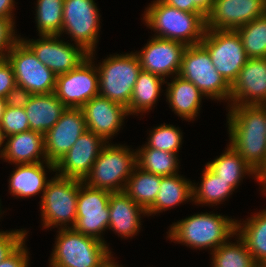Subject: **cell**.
<instances>
[{
    "mask_svg": "<svg viewBox=\"0 0 266 267\" xmlns=\"http://www.w3.org/2000/svg\"><path fill=\"white\" fill-rule=\"evenodd\" d=\"M229 145L259 174L266 166V111L261 105H229Z\"/></svg>",
    "mask_w": 266,
    "mask_h": 267,
    "instance_id": "cell-1",
    "label": "cell"
},
{
    "mask_svg": "<svg viewBox=\"0 0 266 267\" xmlns=\"http://www.w3.org/2000/svg\"><path fill=\"white\" fill-rule=\"evenodd\" d=\"M169 228L167 238L187 247L209 249L211 253L236 235V220L215 213H197Z\"/></svg>",
    "mask_w": 266,
    "mask_h": 267,
    "instance_id": "cell-2",
    "label": "cell"
},
{
    "mask_svg": "<svg viewBox=\"0 0 266 267\" xmlns=\"http://www.w3.org/2000/svg\"><path fill=\"white\" fill-rule=\"evenodd\" d=\"M145 25L155 37L181 42L186 46L199 44L205 33V20L190 13L154 0L142 15Z\"/></svg>",
    "mask_w": 266,
    "mask_h": 267,
    "instance_id": "cell-3",
    "label": "cell"
},
{
    "mask_svg": "<svg viewBox=\"0 0 266 267\" xmlns=\"http://www.w3.org/2000/svg\"><path fill=\"white\" fill-rule=\"evenodd\" d=\"M58 230L50 267H104L114 259L109 244L73 228Z\"/></svg>",
    "mask_w": 266,
    "mask_h": 267,
    "instance_id": "cell-4",
    "label": "cell"
},
{
    "mask_svg": "<svg viewBox=\"0 0 266 267\" xmlns=\"http://www.w3.org/2000/svg\"><path fill=\"white\" fill-rule=\"evenodd\" d=\"M136 165V149L107 142L82 181L90 187L111 193L122 192Z\"/></svg>",
    "mask_w": 266,
    "mask_h": 267,
    "instance_id": "cell-5",
    "label": "cell"
},
{
    "mask_svg": "<svg viewBox=\"0 0 266 267\" xmlns=\"http://www.w3.org/2000/svg\"><path fill=\"white\" fill-rule=\"evenodd\" d=\"M78 192L79 179L55 174L48 182L39 202L42 227L73 228L77 217Z\"/></svg>",
    "mask_w": 266,
    "mask_h": 267,
    "instance_id": "cell-6",
    "label": "cell"
},
{
    "mask_svg": "<svg viewBox=\"0 0 266 267\" xmlns=\"http://www.w3.org/2000/svg\"><path fill=\"white\" fill-rule=\"evenodd\" d=\"M96 66L99 75V95L127 108L133 87L142 70L137 55L134 52L111 54Z\"/></svg>",
    "mask_w": 266,
    "mask_h": 267,
    "instance_id": "cell-7",
    "label": "cell"
},
{
    "mask_svg": "<svg viewBox=\"0 0 266 267\" xmlns=\"http://www.w3.org/2000/svg\"><path fill=\"white\" fill-rule=\"evenodd\" d=\"M178 75L192 82L206 98L223 100L229 106L231 85L216 71L208 50L201 43L186 47Z\"/></svg>",
    "mask_w": 266,
    "mask_h": 267,
    "instance_id": "cell-8",
    "label": "cell"
},
{
    "mask_svg": "<svg viewBox=\"0 0 266 267\" xmlns=\"http://www.w3.org/2000/svg\"><path fill=\"white\" fill-rule=\"evenodd\" d=\"M200 43L208 50L216 71L232 85L248 60L238 32L206 29Z\"/></svg>",
    "mask_w": 266,
    "mask_h": 267,
    "instance_id": "cell-9",
    "label": "cell"
},
{
    "mask_svg": "<svg viewBox=\"0 0 266 267\" xmlns=\"http://www.w3.org/2000/svg\"><path fill=\"white\" fill-rule=\"evenodd\" d=\"M100 13L94 0H64L61 35L65 32L86 52L97 49Z\"/></svg>",
    "mask_w": 266,
    "mask_h": 267,
    "instance_id": "cell-10",
    "label": "cell"
},
{
    "mask_svg": "<svg viewBox=\"0 0 266 267\" xmlns=\"http://www.w3.org/2000/svg\"><path fill=\"white\" fill-rule=\"evenodd\" d=\"M94 53H89L75 69L56 76L54 93L67 108H81L99 95V75Z\"/></svg>",
    "mask_w": 266,
    "mask_h": 267,
    "instance_id": "cell-11",
    "label": "cell"
},
{
    "mask_svg": "<svg viewBox=\"0 0 266 267\" xmlns=\"http://www.w3.org/2000/svg\"><path fill=\"white\" fill-rule=\"evenodd\" d=\"M111 192L86 185L79 179L77 217L73 229L107 244L103 232L109 226Z\"/></svg>",
    "mask_w": 266,
    "mask_h": 267,
    "instance_id": "cell-12",
    "label": "cell"
},
{
    "mask_svg": "<svg viewBox=\"0 0 266 267\" xmlns=\"http://www.w3.org/2000/svg\"><path fill=\"white\" fill-rule=\"evenodd\" d=\"M16 84L34 94L53 93L56 74L41 63L33 51L20 39L8 52Z\"/></svg>",
    "mask_w": 266,
    "mask_h": 267,
    "instance_id": "cell-13",
    "label": "cell"
},
{
    "mask_svg": "<svg viewBox=\"0 0 266 267\" xmlns=\"http://www.w3.org/2000/svg\"><path fill=\"white\" fill-rule=\"evenodd\" d=\"M39 39H20L33 51L38 60L56 75L75 69L89 53L80 45L60 40L59 35H39Z\"/></svg>",
    "mask_w": 266,
    "mask_h": 267,
    "instance_id": "cell-14",
    "label": "cell"
},
{
    "mask_svg": "<svg viewBox=\"0 0 266 267\" xmlns=\"http://www.w3.org/2000/svg\"><path fill=\"white\" fill-rule=\"evenodd\" d=\"M186 47L181 42L152 36L141 51L134 53L142 70L167 79L178 75Z\"/></svg>",
    "mask_w": 266,
    "mask_h": 267,
    "instance_id": "cell-15",
    "label": "cell"
},
{
    "mask_svg": "<svg viewBox=\"0 0 266 267\" xmlns=\"http://www.w3.org/2000/svg\"><path fill=\"white\" fill-rule=\"evenodd\" d=\"M266 12V0H215L206 15L205 28L236 30Z\"/></svg>",
    "mask_w": 266,
    "mask_h": 267,
    "instance_id": "cell-16",
    "label": "cell"
},
{
    "mask_svg": "<svg viewBox=\"0 0 266 267\" xmlns=\"http://www.w3.org/2000/svg\"><path fill=\"white\" fill-rule=\"evenodd\" d=\"M86 130L81 108H66L56 124L44 134L47 161L56 164Z\"/></svg>",
    "mask_w": 266,
    "mask_h": 267,
    "instance_id": "cell-17",
    "label": "cell"
},
{
    "mask_svg": "<svg viewBox=\"0 0 266 267\" xmlns=\"http://www.w3.org/2000/svg\"><path fill=\"white\" fill-rule=\"evenodd\" d=\"M106 143L101 136L86 130L55 164V174L83 180Z\"/></svg>",
    "mask_w": 266,
    "mask_h": 267,
    "instance_id": "cell-18",
    "label": "cell"
},
{
    "mask_svg": "<svg viewBox=\"0 0 266 267\" xmlns=\"http://www.w3.org/2000/svg\"><path fill=\"white\" fill-rule=\"evenodd\" d=\"M81 110L87 130L101 136L106 142L118 134L129 115L124 105L100 95L84 104Z\"/></svg>",
    "mask_w": 266,
    "mask_h": 267,
    "instance_id": "cell-19",
    "label": "cell"
},
{
    "mask_svg": "<svg viewBox=\"0 0 266 267\" xmlns=\"http://www.w3.org/2000/svg\"><path fill=\"white\" fill-rule=\"evenodd\" d=\"M266 103V58H248L231 85L229 105Z\"/></svg>",
    "mask_w": 266,
    "mask_h": 267,
    "instance_id": "cell-20",
    "label": "cell"
},
{
    "mask_svg": "<svg viewBox=\"0 0 266 267\" xmlns=\"http://www.w3.org/2000/svg\"><path fill=\"white\" fill-rule=\"evenodd\" d=\"M109 226L118 237H134L141 229V215L148 216L147 211L135 203L124 191L111 193L109 198Z\"/></svg>",
    "mask_w": 266,
    "mask_h": 267,
    "instance_id": "cell-21",
    "label": "cell"
},
{
    "mask_svg": "<svg viewBox=\"0 0 266 267\" xmlns=\"http://www.w3.org/2000/svg\"><path fill=\"white\" fill-rule=\"evenodd\" d=\"M15 166L8 180V189L12 196L18 198H29L38 193L43 195L50 181L47 179V170L45 168L47 167L49 171L55 172V164L48 161L15 164Z\"/></svg>",
    "mask_w": 266,
    "mask_h": 267,
    "instance_id": "cell-22",
    "label": "cell"
},
{
    "mask_svg": "<svg viewBox=\"0 0 266 267\" xmlns=\"http://www.w3.org/2000/svg\"><path fill=\"white\" fill-rule=\"evenodd\" d=\"M0 158L11 164L39 163L47 161L44 135L28 130L5 137Z\"/></svg>",
    "mask_w": 266,
    "mask_h": 267,
    "instance_id": "cell-23",
    "label": "cell"
},
{
    "mask_svg": "<svg viewBox=\"0 0 266 267\" xmlns=\"http://www.w3.org/2000/svg\"><path fill=\"white\" fill-rule=\"evenodd\" d=\"M170 81L166 80L165 95L172 112L188 122L194 120L199 116L201 101L205 95L192 82L179 75H175Z\"/></svg>",
    "mask_w": 266,
    "mask_h": 267,
    "instance_id": "cell-24",
    "label": "cell"
},
{
    "mask_svg": "<svg viewBox=\"0 0 266 267\" xmlns=\"http://www.w3.org/2000/svg\"><path fill=\"white\" fill-rule=\"evenodd\" d=\"M66 108L54 92L34 94L24 107L30 130L44 135L56 124Z\"/></svg>",
    "mask_w": 266,
    "mask_h": 267,
    "instance_id": "cell-25",
    "label": "cell"
},
{
    "mask_svg": "<svg viewBox=\"0 0 266 267\" xmlns=\"http://www.w3.org/2000/svg\"><path fill=\"white\" fill-rule=\"evenodd\" d=\"M205 165L217 177L228 182L234 189L238 188L239 184L243 182L241 181L244 179L243 177L251 175L262 186L261 192L263 193V182L259 178L258 173L229 144L225 148L224 153Z\"/></svg>",
    "mask_w": 266,
    "mask_h": 267,
    "instance_id": "cell-26",
    "label": "cell"
},
{
    "mask_svg": "<svg viewBox=\"0 0 266 267\" xmlns=\"http://www.w3.org/2000/svg\"><path fill=\"white\" fill-rule=\"evenodd\" d=\"M193 183L190 179L175 174L161 176L160 189L157 193L155 203L147 210V215H156L165 212L169 208H175L185 201L193 200Z\"/></svg>",
    "mask_w": 266,
    "mask_h": 267,
    "instance_id": "cell-27",
    "label": "cell"
},
{
    "mask_svg": "<svg viewBox=\"0 0 266 267\" xmlns=\"http://www.w3.org/2000/svg\"><path fill=\"white\" fill-rule=\"evenodd\" d=\"M246 220L243 223L236 220V234L245 242L255 262L266 266V209Z\"/></svg>",
    "mask_w": 266,
    "mask_h": 267,
    "instance_id": "cell-28",
    "label": "cell"
},
{
    "mask_svg": "<svg viewBox=\"0 0 266 267\" xmlns=\"http://www.w3.org/2000/svg\"><path fill=\"white\" fill-rule=\"evenodd\" d=\"M166 79L141 70L138 79L133 87L130 104L127 107L129 115H144L142 113L152 110L162 92V85L166 83Z\"/></svg>",
    "mask_w": 266,
    "mask_h": 267,
    "instance_id": "cell-29",
    "label": "cell"
},
{
    "mask_svg": "<svg viewBox=\"0 0 266 267\" xmlns=\"http://www.w3.org/2000/svg\"><path fill=\"white\" fill-rule=\"evenodd\" d=\"M161 176L135 166L124 192L146 211L155 203L160 189Z\"/></svg>",
    "mask_w": 266,
    "mask_h": 267,
    "instance_id": "cell-30",
    "label": "cell"
},
{
    "mask_svg": "<svg viewBox=\"0 0 266 267\" xmlns=\"http://www.w3.org/2000/svg\"><path fill=\"white\" fill-rule=\"evenodd\" d=\"M202 172L201 184L197 186L194 182L192 186L194 204L216 206L233 194L235 189L217 177L206 165Z\"/></svg>",
    "mask_w": 266,
    "mask_h": 267,
    "instance_id": "cell-31",
    "label": "cell"
},
{
    "mask_svg": "<svg viewBox=\"0 0 266 267\" xmlns=\"http://www.w3.org/2000/svg\"><path fill=\"white\" fill-rule=\"evenodd\" d=\"M136 163L139 168L160 176L178 174V154L147 147L145 144L136 149Z\"/></svg>",
    "mask_w": 266,
    "mask_h": 267,
    "instance_id": "cell-32",
    "label": "cell"
},
{
    "mask_svg": "<svg viewBox=\"0 0 266 267\" xmlns=\"http://www.w3.org/2000/svg\"><path fill=\"white\" fill-rule=\"evenodd\" d=\"M236 242L230 239L212 253V267H258L245 242L236 234Z\"/></svg>",
    "mask_w": 266,
    "mask_h": 267,
    "instance_id": "cell-33",
    "label": "cell"
},
{
    "mask_svg": "<svg viewBox=\"0 0 266 267\" xmlns=\"http://www.w3.org/2000/svg\"><path fill=\"white\" fill-rule=\"evenodd\" d=\"M236 31L248 58H266V12Z\"/></svg>",
    "mask_w": 266,
    "mask_h": 267,
    "instance_id": "cell-34",
    "label": "cell"
},
{
    "mask_svg": "<svg viewBox=\"0 0 266 267\" xmlns=\"http://www.w3.org/2000/svg\"><path fill=\"white\" fill-rule=\"evenodd\" d=\"M35 5L38 35H59L63 23L64 0H37Z\"/></svg>",
    "mask_w": 266,
    "mask_h": 267,
    "instance_id": "cell-35",
    "label": "cell"
},
{
    "mask_svg": "<svg viewBox=\"0 0 266 267\" xmlns=\"http://www.w3.org/2000/svg\"><path fill=\"white\" fill-rule=\"evenodd\" d=\"M146 146L172 153H178L182 147L183 133L181 129L171 124H161L149 131Z\"/></svg>",
    "mask_w": 266,
    "mask_h": 267,
    "instance_id": "cell-36",
    "label": "cell"
},
{
    "mask_svg": "<svg viewBox=\"0 0 266 267\" xmlns=\"http://www.w3.org/2000/svg\"><path fill=\"white\" fill-rule=\"evenodd\" d=\"M0 127L4 138L30 130L25 109L5 105Z\"/></svg>",
    "mask_w": 266,
    "mask_h": 267,
    "instance_id": "cell-37",
    "label": "cell"
},
{
    "mask_svg": "<svg viewBox=\"0 0 266 267\" xmlns=\"http://www.w3.org/2000/svg\"><path fill=\"white\" fill-rule=\"evenodd\" d=\"M14 28V18L0 17V60L5 59L11 48L20 40Z\"/></svg>",
    "mask_w": 266,
    "mask_h": 267,
    "instance_id": "cell-38",
    "label": "cell"
},
{
    "mask_svg": "<svg viewBox=\"0 0 266 267\" xmlns=\"http://www.w3.org/2000/svg\"><path fill=\"white\" fill-rule=\"evenodd\" d=\"M28 232L26 229L0 231V263L27 239Z\"/></svg>",
    "mask_w": 266,
    "mask_h": 267,
    "instance_id": "cell-39",
    "label": "cell"
},
{
    "mask_svg": "<svg viewBox=\"0 0 266 267\" xmlns=\"http://www.w3.org/2000/svg\"><path fill=\"white\" fill-rule=\"evenodd\" d=\"M16 85L14 70L7 58L0 60V98H6Z\"/></svg>",
    "mask_w": 266,
    "mask_h": 267,
    "instance_id": "cell-40",
    "label": "cell"
},
{
    "mask_svg": "<svg viewBox=\"0 0 266 267\" xmlns=\"http://www.w3.org/2000/svg\"><path fill=\"white\" fill-rule=\"evenodd\" d=\"M24 240L6 259L0 263V267H29V256Z\"/></svg>",
    "mask_w": 266,
    "mask_h": 267,
    "instance_id": "cell-41",
    "label": "cell"
},
{
    "mask_svg": "<svg viewBox=\"0 0 266 267\" xmlns=\"http://www.w3.org/2000/svg\"><path fill=\"white\" fill-rule=\"evenodd\" d=\"M33 94L23 86L16 84L5 98L6 106L24 108L32 98Z\"/></svg>",
    "mask_w": 266,
    "mask_h": 267,
    "instance_id": "cell-42",
    "label": "cell"
},
{
    "mask_svg": "<svg viewBox=\"0 0 266 267\" xmlns=\"http://www.w3.org/2000/svg\"><path fill=\"white\" fill-rule=\"evenodd\" d=\"M166 5L177 8L178 10L187 11L190 13H198L204 20L206 16L194 5L191 3V0H161Z\"/></svg>",
    "mask_w": 266,
    "mask_h": 267,
    "instance_id": "cell-43",
    "label": "cell"
},
{
    "mask_svg": "<svg viewBox=\"0 0 266 267\" xmlns=\"http://www.w3.org/2000/svg\"><path fill=\"white\" fill-rule=\"evenodd\" d=\"M15 0H0V17L14 18Z\"/></svg>",
    "mask_w": 266,
    "mask_h": 267,
    "instance_id": "cell-44",
    "label": "cell"
},
{
    "mask_svg": "<svg viewBox=\"0 0 266 267\" xmlns=\"http://www.w3.org/2000/svg\"><path fill=\"white\" fill-rule=\"evenodd\" d=\"M215 0H191L194 5L206 16L212 9Z\"/></svg>",
    "mask_w": 266,
    "mask_h": 267,
    "instance_id": "cell-45",
    "label": "cell"
},
{
    "mask_svg": "<svg viewBox=\"0 0 266 267\" xmlns=\"http://www.w3.org/2000/svg\"><path fill=\"white\" fill-rule=\"evenodd\" d=\"M5 99L4 98H0V122H1V119H2V115H3V111H4V108H5Z\"/></svg>",
    "mask_w": 266,
    "mask_h": 267,
    "instance_id": "cell-46",
    "label": "cell"
},
{
    "mask_svg": "<svg viewBox=\"0 0 266 267\" xmlns=\"http://www.w3.org/2000/svg\"><path fill=\"white\" fill-rule=\"evenodd\" d=\"M104 267H123L122 265H118L117 262H115V258L114 260L112 259L108 264H106Z\"/></svg>",
    "mask_w": 266,
    "mask_h": 267,
    "instance_id": "cell-47",
    "label": "cell"
},
{
    "mask_svg": "<svg viewBox=\"0 0 266 267\" xmlns=\"http://www.w3.org/2000/svg\"><path fill=\"white\" fill-rule=\"evenodd\" d=\"M258 175L262 182L266 180V166Z\"/></svg>",
    "mask_w": 266,
    "mask_h": 267,
    "instance_id": "cell-48",
    "label": "cell"
},
{
    "mask_svg": "<svg viewBox=\"0 0 266 267\" xmlns=\"http://www.w3.org/2000/svg\"><path fill=\"white\" fill-rule=\"evenodd\" d=\"M4 137H3V135H2V132H1V127H0V155H1V153H2V151H3V148H4V146H2L3 145V143H4ZM2 148V149H1Z\"/></svg>",
    "mask_w": 266,
    "mask_h": 267,
    "instance_id": "cell-49",
    "label": "cell"
},
{
    "mask_svg": "<svg viewBox=\"0 0 266 267\" xmlns=\"http://www.w3.org/2000/svg\"><path fill=\"white\" fill-rule=\"evenodd\" d=\"M263 192L264 195L266 194V180L263 182Z\"/></svg>",
    "mask_w": 266,
    "mask_h": 267,
    "instance_id": "cell-50",
    "label": "cell"
},
{
    "mask_svg": "<svg viewBox=\"0 0 266 267\" xmlns=\"http://www.w3.org/2000/svg\"><path fill=\"white\" fill-rule=\"evenodd\" d=\"M0 201H1V199H0ZM1 202H0V215H2V213H4V211L2 212V209H1ZM0 217H2V216H0Z\"/></svg>",
    "mask_w": 266,
    "mask_h": 267,
    "instance_id": "cell-51",
    "label": "cell"
},
{
    "mask_svg": "<svg viewBox=\"0 0 266 267\" xmlns=\"http://www.w3.org/2000/svg\"><path fill=\"white\" fill-rule=\"evenodd\" d=\"M261 106L265 109V111H266V103H264V104H261Z\"/></svg>",
    "mask_w": 266,
    "mask_h": 267,
    "instance_id": "cell-52",
    "label": "cell"
}]
</instances>
